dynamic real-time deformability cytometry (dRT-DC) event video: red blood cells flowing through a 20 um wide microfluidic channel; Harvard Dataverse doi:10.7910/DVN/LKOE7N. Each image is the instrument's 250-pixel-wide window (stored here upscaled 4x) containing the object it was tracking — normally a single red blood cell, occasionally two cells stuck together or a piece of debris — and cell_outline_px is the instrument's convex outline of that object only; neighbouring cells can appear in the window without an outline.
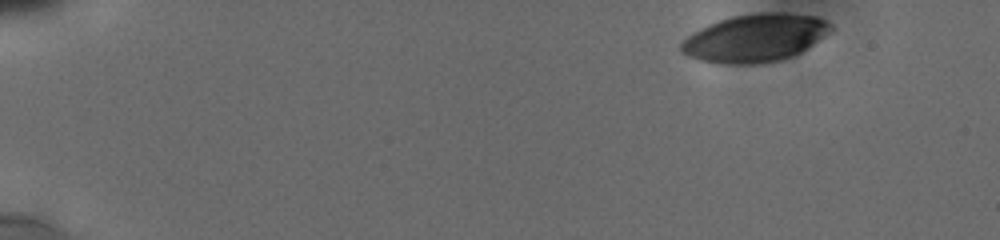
{"species": "human", "species_latin": "Homo sapiens", "temperature_condition": "cold", "stored_images_in_passage": 15, "camera_frame_rate_fps": 3000, "um_per_image_px": 0.085, "donor": {"sex": "male"}, "frame": {"image": 1, "passage_image": 1, "time_ms": 0.0, "image_size_px": [1000, 240], "cell_outline_px": [[832, 32], [800, 52], [792, 56], [780, 60], [760, 64], [724, 64], [700, 60], [688, 56], [680, 48], [680, 44], [692, 32], [708, 24], [732, 16], [756, 12], [780, 12], [816, 16], [832, 24]], "centroid_in_image_um": [64.2, 3.22], "position_along_channel_um": 20.8, "area_um2": 41.79}}
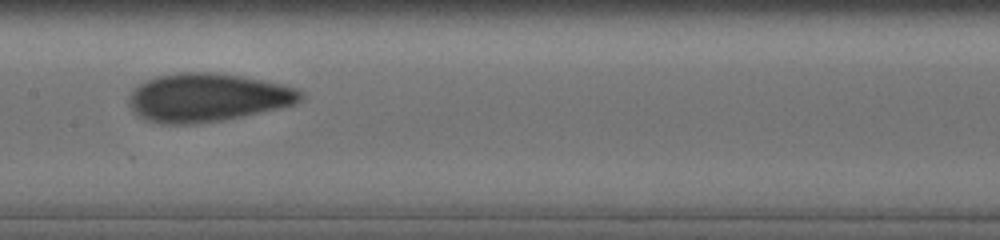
{"frame": {"image": 2, "passage_image": 11, "time_ms": 8.0, "image_size_px": [1000, 240], "cell_outline_px": [[304, 96], [300, 100], [292, 104], [280, 108], [224, 120], [192, 124], [160, 124], [144, 120], [128, 104], [128, 100], [132, 92], [140, 84], [156, 76], [176, 72], [208, 72], [240, 76], [280, 84], [296, 88]], "centroid_in_image_um": [17.6, 8.3], "position_along_channel_um": 189.8, "area_um2": 48.03}}
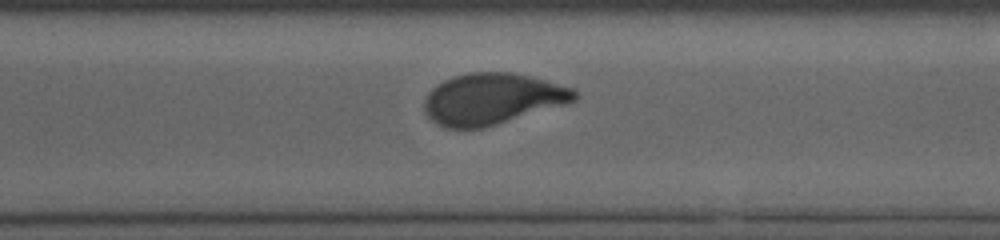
{"frame": {"image": 3, "passage_image": 15, "time_ms": 11.667, "image_size_px": [1000, 240], "cell_outline_px": [[580, 96], [576, 100], [564, 104], [484, 128], [448, 128], [436, 124], [424, 112], [424, 100], [428, 92], [436, 84], [452, 76], [468, 72], [512, 72], [532, 76], [572, 88]], "centroid_in_image_um": [41.81, 8.39], "position_along_channel_um": 328.8, "area_um2": 44.91}}